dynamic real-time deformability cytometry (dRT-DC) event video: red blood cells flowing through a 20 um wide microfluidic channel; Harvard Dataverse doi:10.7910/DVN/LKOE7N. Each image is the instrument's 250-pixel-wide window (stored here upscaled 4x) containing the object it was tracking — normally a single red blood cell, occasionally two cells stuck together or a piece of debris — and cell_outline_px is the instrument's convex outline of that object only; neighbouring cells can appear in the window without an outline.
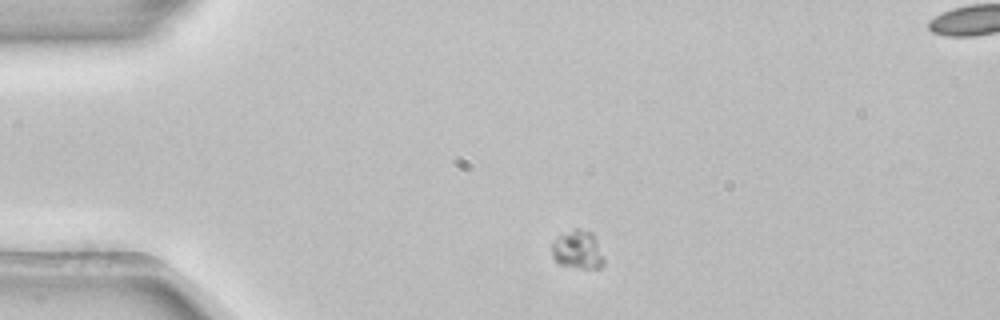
{"species": "common noctule bat (a hibernating species)", "species_latin": "Nyctalus noctula", "temperature_condition": "room temperature", "stored_images_in_passage": 3, "segment_of_instrument_passage": [1, 2], "camera_frame_rate_fps": 3000, "um_per_image_px": 0.085, "animal": {"sex": "female", "body_mass_g": 22.7, "forearm_length_mm": 54.2}, "frame": {"image": 1, "passage_image": 1, "time_ms": 0.0, "image_size_px": [1000, 320], "cell_outline_px": [[604, 264], [600, 268], [580, 268], [556, 264], [552, 256], [552, 244], [560, 236], [576, 228], [580, 228], [592, 232], [604, 260]], "centroid_in_image_um": [49.09, 21.26], "position_along_channel_um": 35.9, "area_um2": 11.5}}